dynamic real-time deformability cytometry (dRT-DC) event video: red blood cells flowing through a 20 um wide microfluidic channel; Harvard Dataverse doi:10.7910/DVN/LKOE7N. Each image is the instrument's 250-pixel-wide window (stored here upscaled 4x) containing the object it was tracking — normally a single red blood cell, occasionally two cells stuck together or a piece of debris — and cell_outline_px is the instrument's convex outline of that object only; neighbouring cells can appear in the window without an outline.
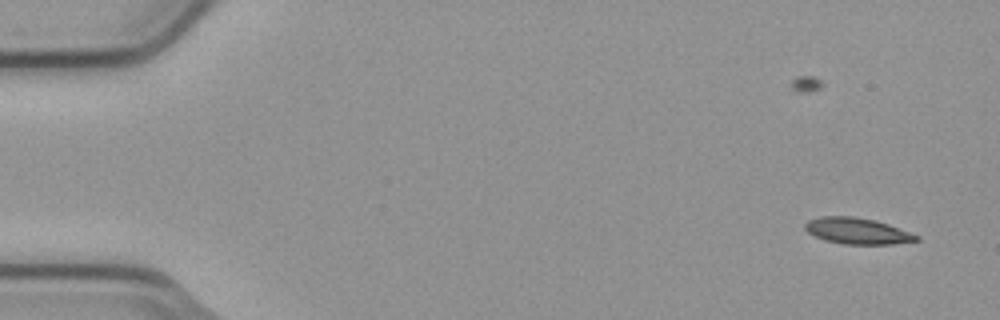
{"species": "common noctule bat (a hibernating species)", "species_latin": "Nyctalus noctula", "temperature_condition": "cold", "stored_images_in_passage": 7, "camera_frame_rate_fps": 3000, "um_per_image_px": 0.085, "animal": {"sex": "male", "body_mass_g": 23.1, "forearm_length_mm": 52.7}, "frame": {"image": 1, "passage_image": 3, "time_ms": 0.667, "image_size_px": [1000, 320], "cell_outline_px": [[920, 240], [892, 244], [844, 244], [824, 240], [808, 232], [804, 228], [804, 224], [808, 220], [820, 216], [852, 216], [876, 220], [888, 224], [920, 236]], "centroid_in_image_um": [72.86, 19.62], "position_along_channel_um": 12.1, "area_um2": 16.99}}
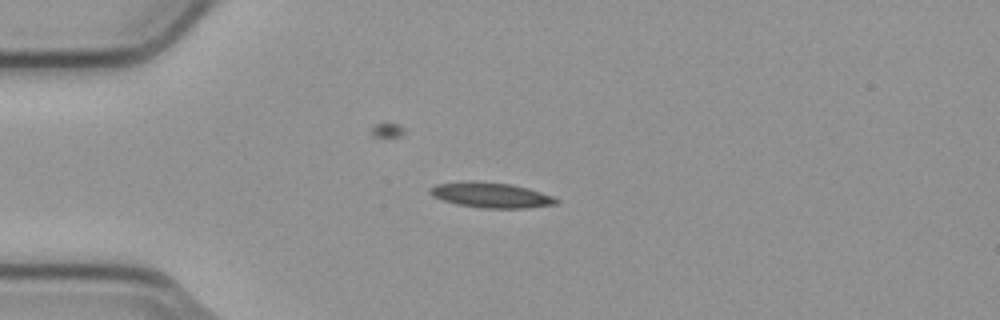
{"frame": {"image": 2, "passage_image": 6, "time_ms": 1.667, "image_size_px": [1000, 320], "cell_outline_px": [[560, 200], [556, 204], [528, 208], [480, 208], [456, 204], [432, 196], [428, 192], [436, 184], [468, 180], [476, 180], [512, 184], [528, 188], [552, 196]], "centroid_in_image_um": [41.73, 16.57], "position_along_channel_um": 43.3, "area_um2": 18.73}}